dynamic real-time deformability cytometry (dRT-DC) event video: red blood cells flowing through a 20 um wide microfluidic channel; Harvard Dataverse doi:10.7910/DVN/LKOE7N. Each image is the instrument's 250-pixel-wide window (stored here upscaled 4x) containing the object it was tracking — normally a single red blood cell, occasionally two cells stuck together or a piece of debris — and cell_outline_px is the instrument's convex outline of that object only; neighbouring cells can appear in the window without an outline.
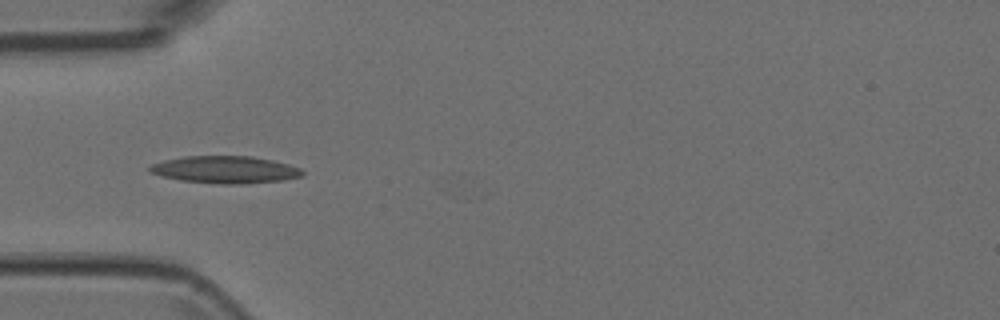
{"species": "Egyptian fruit bat (a non-hibernating species)", "species_latin": "Rousettus aegyptiacus", "temperature_condition": "room temperature", "stored_images_in_passage": 3, "camera_frame_rate_fps": 3000, "um_per_image_px": 0.085, "animal": {"sex": "female"}, "frame": {"image": 1, "passage_image": 1, "time_ms": 0.0, "image_size_px": [1000, 320], "cell_outline_px": [[304, 176], [284, 180], [240, 184], [220, 184], [180, 180], [160, 176], [152, 172], [148, 168], [152, 164], [164, 160], [184, 156], [252, 156], [272, 160], [288, 164], [300, 168], [304, 172]], "centroid_in_image_um": [19.16, 14.42], "position_along_channel_um": 65.8, "area_um2": 24.28}}